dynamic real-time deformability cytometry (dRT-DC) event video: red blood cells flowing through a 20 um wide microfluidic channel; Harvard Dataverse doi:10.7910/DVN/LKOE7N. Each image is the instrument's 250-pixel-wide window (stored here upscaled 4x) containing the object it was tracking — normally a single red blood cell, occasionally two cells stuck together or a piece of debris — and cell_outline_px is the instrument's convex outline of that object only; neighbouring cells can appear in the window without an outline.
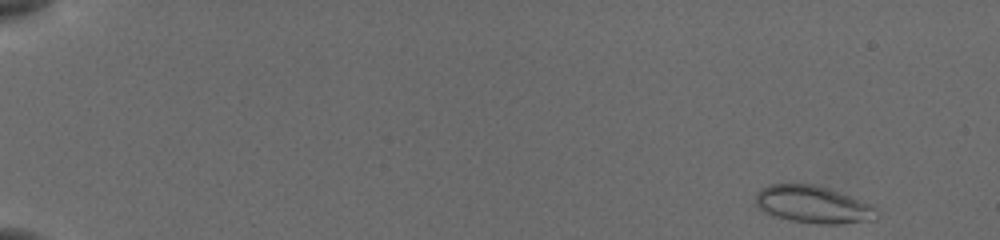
{"species": "common noctule bat (a hibernating species)", "species_latin": "Nyctalus noctula", "temperature_condition": "cold", "stored_images_in_passage": 44, "segment_of_instrument_passage": [1, 2], "camera_frame_rate_fps": 3000, "um_per_image_px": 0.085, "animal": {"sex": "female", "body_mass_g": 19.5, "forearm_length_mm": 54.1}, "frame": {"image": 1, "passage_image": 2, "time_ms": 0.333, "image_size_px": [1000, 240], "cell_outline_px": [[876, 220], [836, 224], [820, 224], [792, 220], [776, 216], [764, 212], [756, 208], [756, 196], [760, 188], [772, 184], [812, 184], [828, 188], [840, 192], [868, 204], [876, 208]], "centroid_in_image_um": [69.08, 17.38], "position_along_channel_um": 15.9, "area_um2": 26.07}}
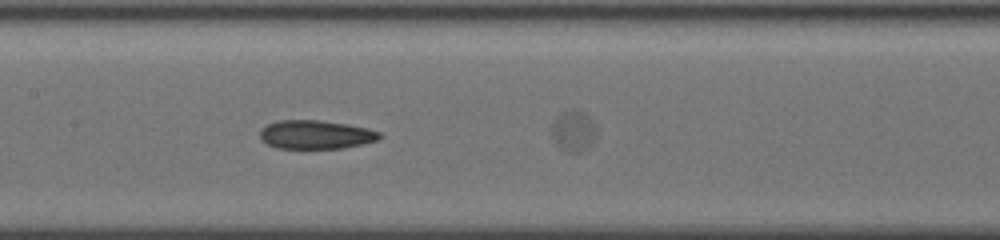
{"frame": {"image": 2, "passage_image": 27, "time_ms": 8.667, "image_size_px": [1000, 240], "cell_outline_px": [[384, 136], [380, 140], [344, 148], [276, 148], [260, 140], [260, 132], [268, 124], [280, 120], [320, 120], [348, 124], [368, 128], [380, 132]], "centroid_in_image_um": [26.9, 11.44], "position_along_channel_um": 180.5, "area_um2": 20.11}}
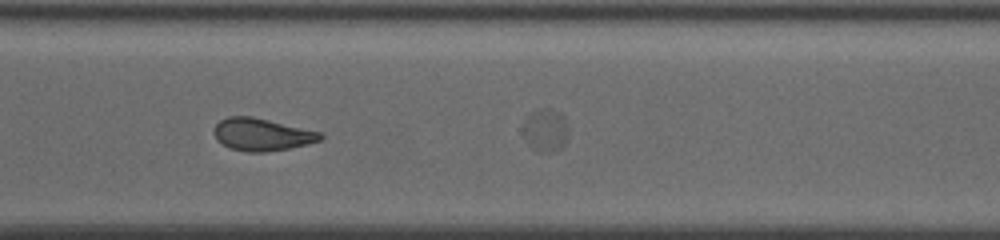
{"frame": {"image": 3, "passage_image": 40, "time_ms": 13.0, "image_size_px": [1000, 240], "cell_outline_px": [[324, 136], [320, 140], [308, 144], [268, 152], [244, 152], [228, 148], [216, 140], [212, 132], [216, 124], [220, 120], [228, 116], [252, 116], [320, 132]], "centroid_in_image_um": [22.2, 11.44], "position_along_channel_um": 348.4, "area_um2": 20.23}}